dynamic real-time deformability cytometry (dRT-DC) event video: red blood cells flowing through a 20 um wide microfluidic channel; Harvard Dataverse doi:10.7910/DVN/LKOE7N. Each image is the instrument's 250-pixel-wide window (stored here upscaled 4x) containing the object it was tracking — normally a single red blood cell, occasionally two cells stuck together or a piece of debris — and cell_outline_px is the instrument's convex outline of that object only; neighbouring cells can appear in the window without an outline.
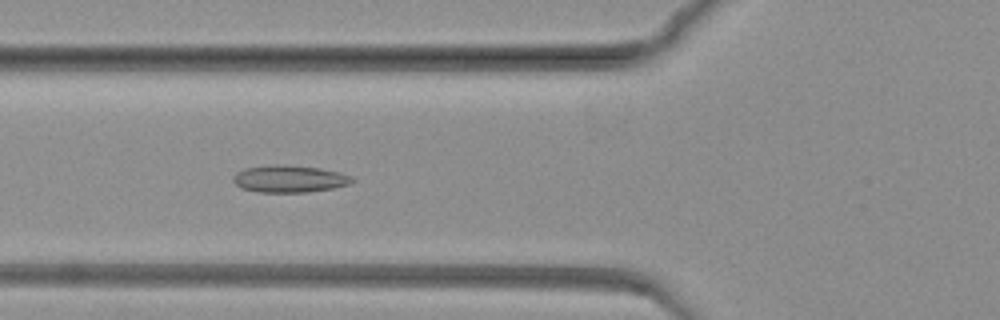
{"species": "common noctule bat (a hibernating species)", "species_latin": "Nyctalus noctula", "temperature_condition": "warm", "stored_images_in_passage": 76, "camera_frame_rate_fps": 3000, "um_per_image_px": 0.085, "animal": {"sex": "female", "body_mass_g": 19.3, "forearm_length_mm": 54.1}, "frame": {"image": 1, "passage_image": 24, "time_ms": 7.667, "image_size_px": [1000, 320], "cell_outline_px": [[356, 180], [348, 184], [332, 188], [308, 192], [256, 192], [240, 188], [232, 180], [232, 176], [236, 172], [244, 168], [272, 164], [276, 164], [320, 168], [340, 172], [352, 176]], "centroid_in_image_um": [24.57, 15.2], "position_along_channel_um": 101.2, "area_um2": 18.96}}
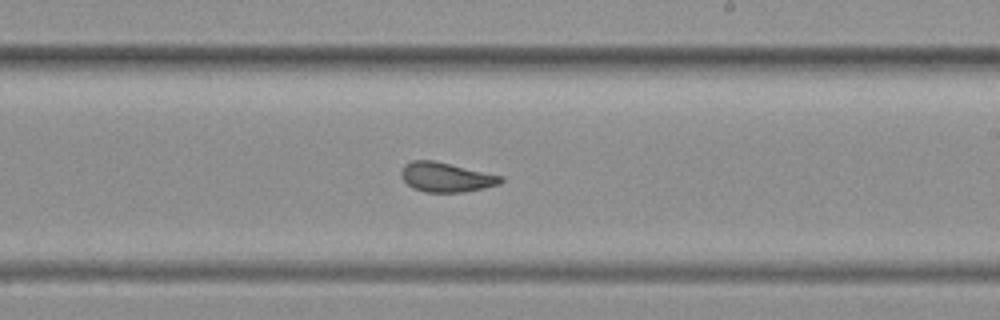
{"frame": {"image": 2, "passage_image": 42, "time_ms": 13.667, "image_size_px": [1000, 320], "cell_outline_px": [[504, 180], [500, 184], [484, 188], [464, 192], [424, 192], [412, 188], [400, 176], [400, 172], [404, 164], [412, 160], [432, 160], [504, 176]], "centroid_in_image_um": [37.91, 15.06], "position_along_channel_um": 251.1, "area_um2": 17.22}}
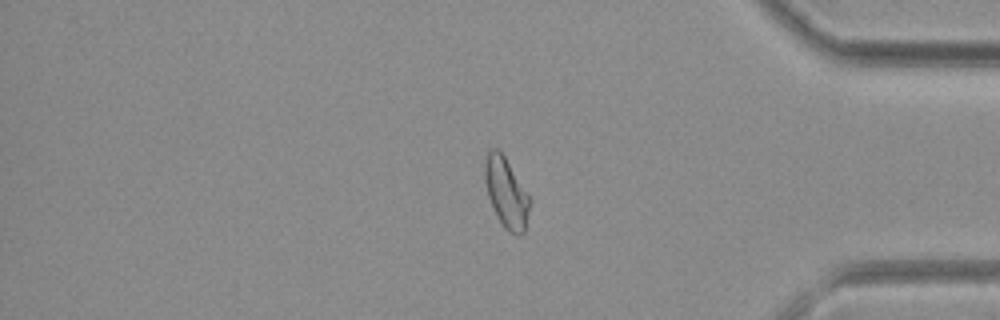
{"frame": {"image": 3, "passage_image": 62, "time_ms": 20.333, "image_size_px": [1000, 320], "cell_outline_px": [[532, 200], [524, 232], [520, 236], [516, 236], [508, 232], [504, 228], [496, 216], [488, 196], [484, 180], [484, 164], [488, 148], [500, 148], [528, 192]], "centroid_in_image_um": [43.04, 16.36], "position_along_channel_um": 392.2, "area_um2": 19.02}}